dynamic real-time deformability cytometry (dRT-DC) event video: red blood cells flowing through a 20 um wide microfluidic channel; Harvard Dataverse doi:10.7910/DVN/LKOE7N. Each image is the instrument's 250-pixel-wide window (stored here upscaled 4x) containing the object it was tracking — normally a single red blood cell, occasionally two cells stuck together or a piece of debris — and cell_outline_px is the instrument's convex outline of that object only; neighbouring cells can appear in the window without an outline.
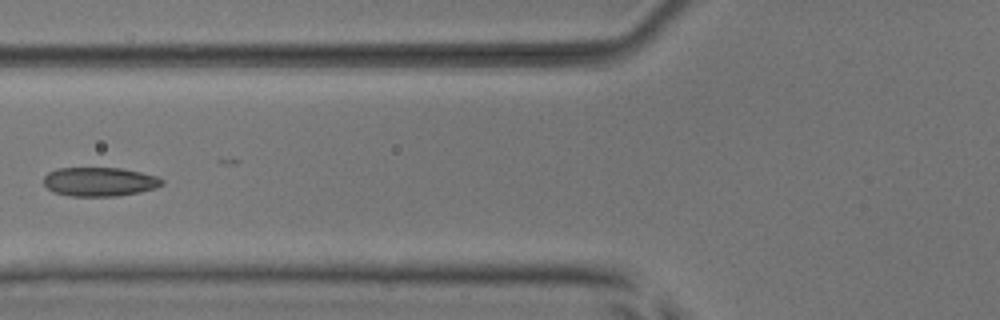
{"species": "common noctule bat (a hibernating species)", "species_latin": "Nyctalus noctula", "temperature_condition": "room temperature", "stored_images_in_passage": 5, "camera_frame_rate_fps": 3000, "um_per_image_px": 0.085, "animal": {"sex": "male", "body_mass_g": 17.9, "forearm_length_mm": 54.2}, "frame": {"image": 1, "passage_image": 5, "time_ms": 5.333, "image_size_px": [1000, 320], "cell_outline_px": [[164, 184], [156, 188], [140, 192], [116, 196], [72, 196], [52, 192], [44, 184], [44, 176], [48, 172], [56, 168], [120, 168], [140, 172], [156, 176], [164, 180]], "centroid_in_image_um": [8.46, 15.45], "position_along_channel_um": 117.3, "area_um2": 20.06}}